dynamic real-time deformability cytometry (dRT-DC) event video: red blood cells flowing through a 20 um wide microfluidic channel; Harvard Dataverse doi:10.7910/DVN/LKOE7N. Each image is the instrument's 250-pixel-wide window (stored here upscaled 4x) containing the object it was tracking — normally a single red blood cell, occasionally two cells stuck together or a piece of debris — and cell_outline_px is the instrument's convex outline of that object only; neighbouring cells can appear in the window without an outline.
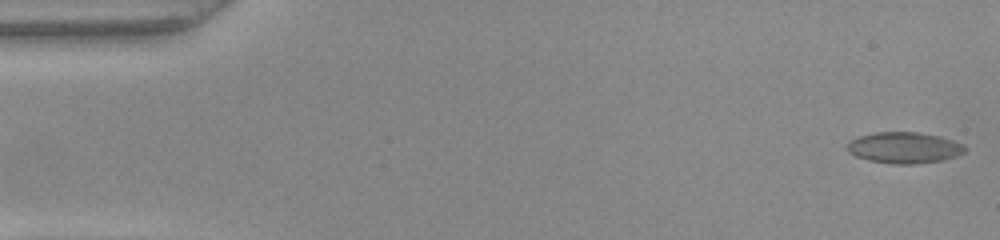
{"species": "common noctule bat (a hibernating species)", "species_latin": "Nyctalus noctula", "temperature_condition": "warm", "stored_images_in_passage": 50, "camera_frame_rate_fps": 3000, "um_per_image_px": 0.085, "animal": {"sex": "female", "body_mass_g": 22.0, "forearm_length_mm": 56.7}, "frame": {"image": 1, "passage_image": 1, "time_ms": 0.0, "image_size_px": [1000, 240], "cell_outline_px": [[968, 148], [964, 152], [956, 156], [940, 160], [916, 164], [892, 164], [868, 160], [856, 156], [848, 152], [848, 144], [852, 140], [860, 136], [876, 132], [916, 132], [940, 136], [964, 144]], "centroid_in_image_um": [76.89, 12.56], "position_along_channel_um": 8.1, "area_um2": 21.27}}
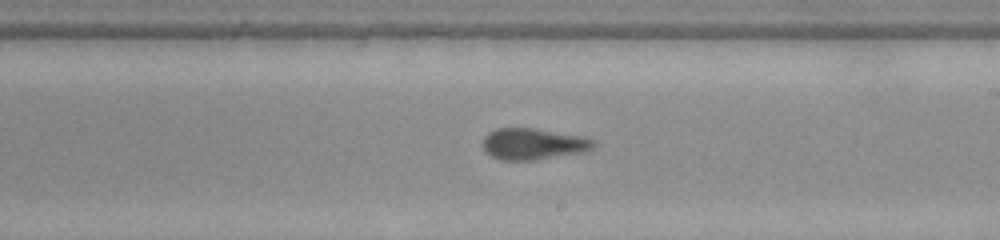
{"frame": {"image": 2, "passage_image": 29, "time_ms": 9.333, "image_size_px": [1000, 240], "cell_outline_px": [[596, 144], [592, 148], [584, 152], [536, 160], [500, 160], [492, 156], [484, 148], [484, 136], [488, 132], [496, 128], [536, 128], [584, 136], [592, 140]], "centroid_in_image_um": [45.34, 12.23], "position_along_channel_um": 243.7, "area_um2": 20.29}}
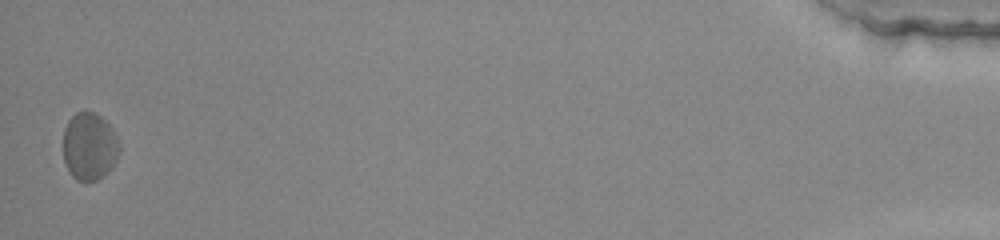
{"frame": {"image": 3, "passage_image": 50, "time_ms": 16.333, "image_size_px": [1000, 240], "cell_outline_px": [[120, 152], [116, 160], [108, 172], [104, 176], [96, 180], [84, 184], [76, 180], [72, 176], [64, 160], [64, 128], [68, 120], [76, 112], [84, 108], [96, 112], [112, 128], [116, 136], [120, 148]], "centroid_in_image_um": [7.6, 12.44], "position_along_channel_um": 427.6, "area_um2": 22.6}, "authors_computed_cell_mechanics": {"area_um2": 20.1722, "velocity_mm_per_s": 3.9978, "shape_relaxation_time_tau1_ms": 2.1866, "shape_relaxation_time_tau2_ms": 2.8143, "deformation_change_tau1": 0.1089, "deformation_change_tau2": 0.1154}}